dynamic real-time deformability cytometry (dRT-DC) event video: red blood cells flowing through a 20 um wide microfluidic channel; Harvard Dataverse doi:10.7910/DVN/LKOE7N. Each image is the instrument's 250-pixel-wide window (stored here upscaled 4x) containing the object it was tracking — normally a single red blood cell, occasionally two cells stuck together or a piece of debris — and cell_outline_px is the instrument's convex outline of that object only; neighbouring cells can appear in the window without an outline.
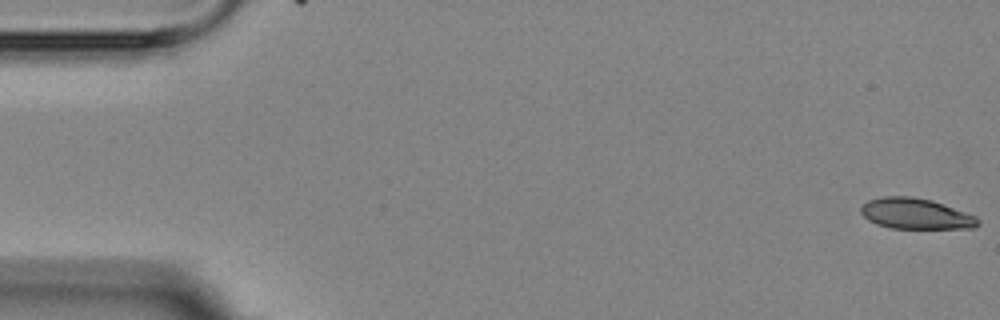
{"species": "Egyptian fruit bat (a non-hibernating species)", "species_latin": "Rousettus aegyptiacus", "temperature_condition": "room temperature", "stored_images_in_passage": 4, "segment_of_instrument_passage": [1, 2], "camera_frame_rate_fps": 3000, "um_per_image_px": 0.085, "animal": {"sex": "female"}, "frame": {"image": 1, "passage_image": 1, "time_ms": 0.0, "image_size_px": [1000, 320], "cell_outline_px": [[980, 224], [976, 228], [892, 228], [876, 224], [868, 220], [860, 212], [860, 208], [868, 200], [884, 196], [912, 196], [932, 200], [944, 204], [976, 216], [980, 220]], "centroid_in_image_um": [77.85, 18.16], "position_along_channel_um": 7.1, "area_um2": 21.04}}